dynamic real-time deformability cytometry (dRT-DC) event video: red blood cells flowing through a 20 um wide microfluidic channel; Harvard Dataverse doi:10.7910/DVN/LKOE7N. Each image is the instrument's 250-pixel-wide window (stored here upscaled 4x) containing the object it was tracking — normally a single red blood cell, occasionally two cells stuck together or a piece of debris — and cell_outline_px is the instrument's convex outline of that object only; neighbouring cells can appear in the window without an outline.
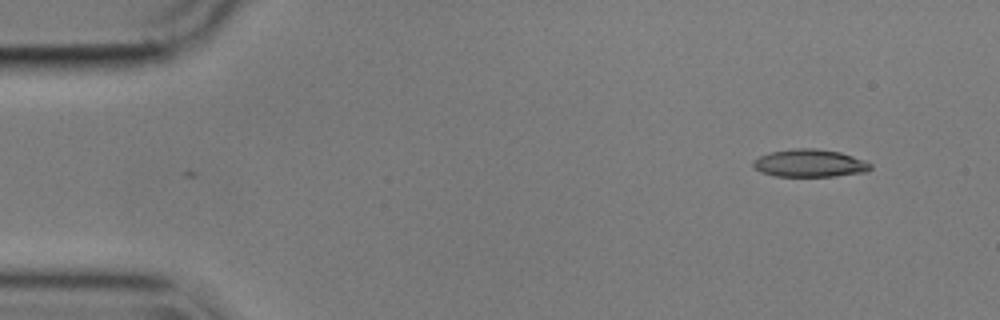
{"species": "common noctule bat (a hibernating species)", "species_latin": "Nyctalus noctula", "temperature_condition": "cold", "stored_images_in_passage": 11, "camera_frame_rate_fps": 3000, "um_per_image_px": 0.085, "animal": {"sex": "male", "body_mass_g": 17.9}, "frame": {"image": 1, "passage_image": 1, "time_ms": 0.0, "image_size_px": [1000, 320], "cell_outline_px": [[872, 168], [868, 172], [836, 176], [776, 176], [760, 172], [752, 164], [752, 160], [760, 156], [772, 152], [792, 148], [816, 148], [840, 152], [864, 160], [872, 164]], "centroid_in_image_um": [68.85, 13.87], "position_along_channel_um": 16.2, "area_um2": 19.02}}